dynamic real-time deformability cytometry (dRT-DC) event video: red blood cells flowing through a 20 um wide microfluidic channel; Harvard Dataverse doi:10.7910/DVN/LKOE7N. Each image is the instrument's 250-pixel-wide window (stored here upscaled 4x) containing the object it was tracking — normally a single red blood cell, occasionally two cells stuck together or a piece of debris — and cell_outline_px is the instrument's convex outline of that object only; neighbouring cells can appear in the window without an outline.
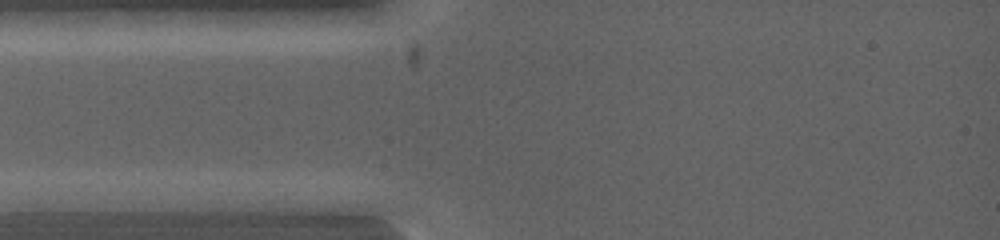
{"species": "common noctule bat (a hibernating species)", "species_latin": "Nyctalus noctula", "temperature_condition": "warm", "stored_images_in_passage": 3, "camera_frame_rate_fps": 5000, "um_per_image_px": 0.085, "animal": {"sex": "female", "body_mass_g": 19.0, "forearm_length_mm": 53.3}, "frame": {"image": 1, "passage_image": 1, "time_ms": 0.0, "image_size_px": [1000, 240], "cell_outline_px": [[124, 200], [104, 212], [16, 212], [12, 200], [20, 192], [76, 192]], "centroid_in_image_um": [5.3, 17.21], "position_along_channel_um": 79.7, "area_um2": 13.53}}